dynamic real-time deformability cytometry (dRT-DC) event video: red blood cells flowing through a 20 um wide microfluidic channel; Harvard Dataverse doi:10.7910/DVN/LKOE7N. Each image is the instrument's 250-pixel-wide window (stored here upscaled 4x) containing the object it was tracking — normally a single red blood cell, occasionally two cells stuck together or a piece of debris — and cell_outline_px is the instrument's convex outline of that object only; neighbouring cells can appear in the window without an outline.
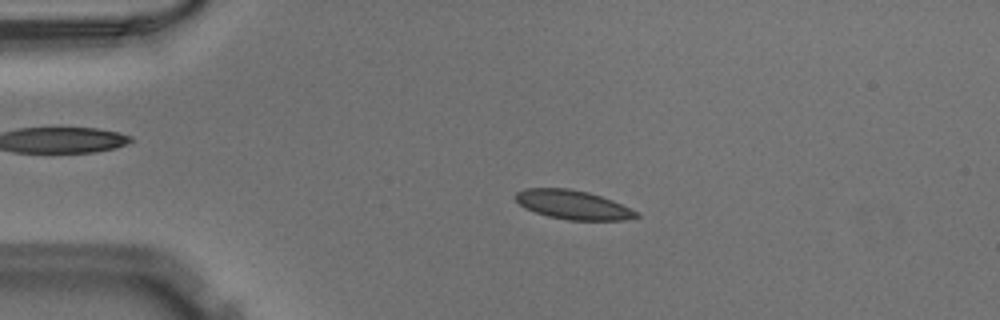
{"species": "Egyptian fruit bat (a non-hibernating species)", "species_latin": "Rousettus aegyptiacus", "temperature_condition": "warm", "stored_images_in_passage": 51, "camera_frame_rate_fps": 3000, "um_per_image_px": 0.085, "animal": {"sex": "male"}, "frame": {"image": 1, "passage_image": 11, "time_ms": 3.333, "image_size_px": [1000, 320], "cell_outline_px": [[640, 216], [624, 220], [568, 220], [548, 216], [524, 208], [512, 196], [516, 192], [524, 188], [568, 188], [588, 192], [612, 200], [636, 212]], "centroid_in_image_um": [48.63, 17.4], "position_along_channel_um": 36.4, "area_um2": 20.29}}
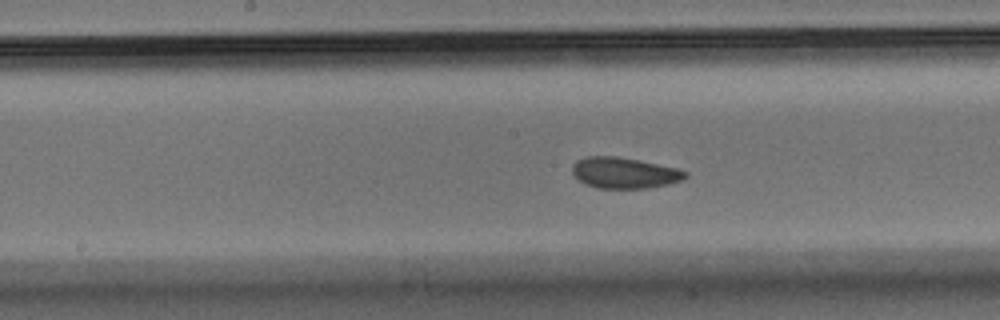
{"frame": {"image": 2, "passage_image": 26, "time_ms": 8.333, "image_size_px": [1000, 320], "cell_outline_px": [[688, 176], [684, 180], [668, 184], [648, 188], [596, 188], [584, 184], [572, 172], [572, 164], [576, 160], [584, 156], [616, 156], [640, 160], [676, 168], [688, 172]], "centroid_in_image_um": [53.07, 14.69], "position_along_channel_um": 195.1, "area_um2": 20.58}}
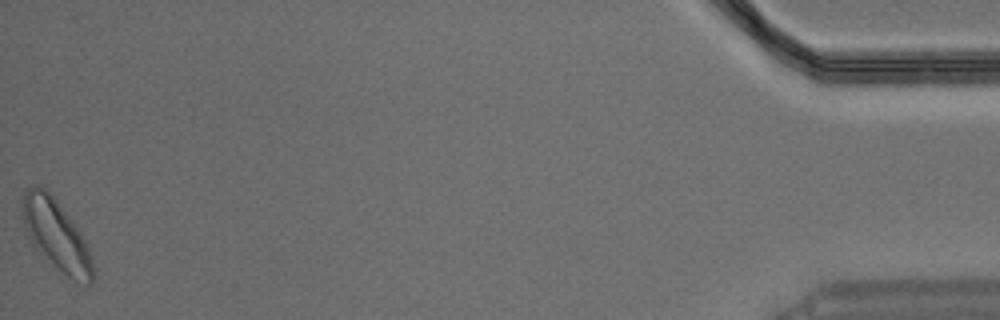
{"frame": {"image": 3, "passage_image": 51, "time_ms": 16.667, "image_size_px": [1000, 320], "cell_outline_px": [[96, 272], [92, 280], [88, 284], [68, 276], [36, 248], [28, 236], [24, 228], [20, 200], [24, 192], [32, 184], [40, 184], [56, 200], [72, 220], [80, 232], [88, 248], [96, 268]], "centroid_in_image_um": [4.76, 19.9], "position_along_channel_um": 430.4, "area_um2": 28.55}}